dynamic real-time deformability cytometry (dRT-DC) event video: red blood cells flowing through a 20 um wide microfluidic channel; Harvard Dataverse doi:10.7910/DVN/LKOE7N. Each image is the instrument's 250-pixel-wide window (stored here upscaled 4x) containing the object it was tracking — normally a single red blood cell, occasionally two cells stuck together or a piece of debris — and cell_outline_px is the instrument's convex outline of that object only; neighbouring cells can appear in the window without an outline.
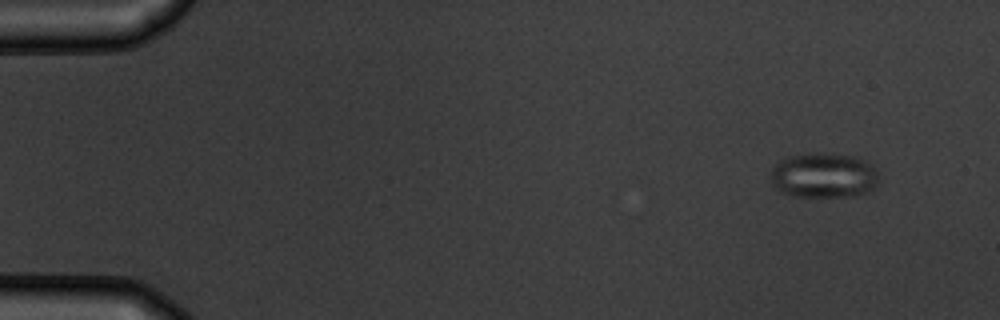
{"species": "common noctule bat (a hibernating species)", "species_latin": "Nyctalus noctula", "temperature_condition": "warm", "stored_images_in_passage": 9, "camera_frame_rate_fps": 3000, "um_per_image_px": 0.085, "animal": {"sex": "male", "body_mass_g": 19.5, "forearm_length_mm": 54.6}, "frame": {"image": 1, "passage_image": 1, "time_ms": 0.0, "image_size_px": [1000, 320], "cell_outline_px": [[876, 184], [868, 192], [852, 196], [792, 196], [780, 192], [772, 184], [768, 176], [772, 168], [780, 160], [788, 156], [808, 152], [820, 152], [856, 156], [872, 164], [876, 172]], "centroid_in_image_um": [69.95, 14.89], "position_along_channel_um": 15.0, "area_um2": 28.73}}
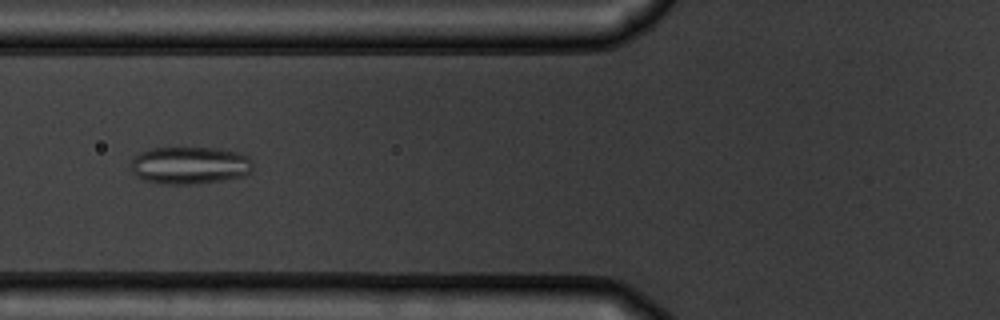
{"frame": {"image": 2, "passage_image": 6, "time_ms": 5.667, "image_size_px": [1000, 320], "cell_outline_px": [[252, 168], [244, 176], [220, 180], [192, 184], [160, 184], [144, 180], [136, 176], [132, 172], [132, 156], [140, 152], [152, 148], [216, 148], [240, 152], [248, 156], [252, 160]], "centroid_in_image_um": [16.11, 14.04], "position_along_channel_um": 109.7, "area_um2": 26.7}}